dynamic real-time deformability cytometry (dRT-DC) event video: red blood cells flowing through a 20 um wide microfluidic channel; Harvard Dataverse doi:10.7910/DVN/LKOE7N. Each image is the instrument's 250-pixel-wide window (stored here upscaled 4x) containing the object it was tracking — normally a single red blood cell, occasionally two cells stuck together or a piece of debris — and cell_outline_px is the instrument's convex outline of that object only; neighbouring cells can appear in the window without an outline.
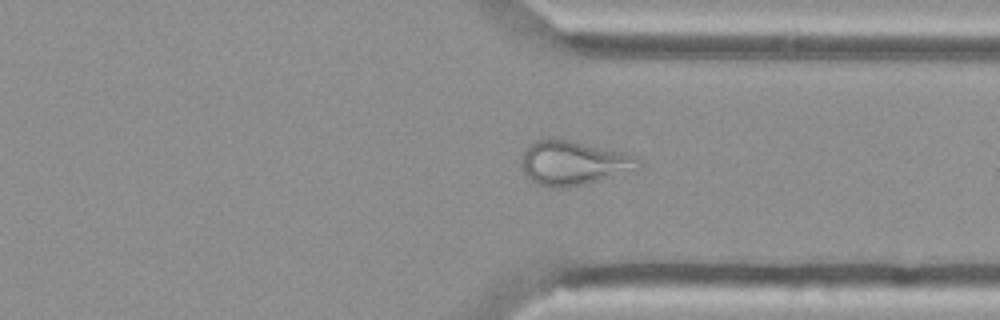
{"species": "Egyptian fruit bat (a non-hibernating species)", "species_latin": "Rousettus aegyptiacus", "temperature_condition": "cold", "stored_images_in_passage": 54, "camera_frame_rate_fps": 3000, "um_per_image_px": 0.085, "animal": {"sex": "female"}, "frame": {"image": 1, "passage_image": 41, "time_ms": 13.333, "image_size_px": [1000, 320], "cell_outline_px": [[640, 168], [636, 172], [584, 184], [564, 188], [548, 188], [536, 184], [524, 172], [520, 164], [520, 160], [528, 144], [536, 140], [548, 136], [552, 136], [624, 152], [640, 156]], "centroid_in_image_um": [48.78, 13.84], "position_along_channel_um": 362.6, "area_um2": 31.21}}
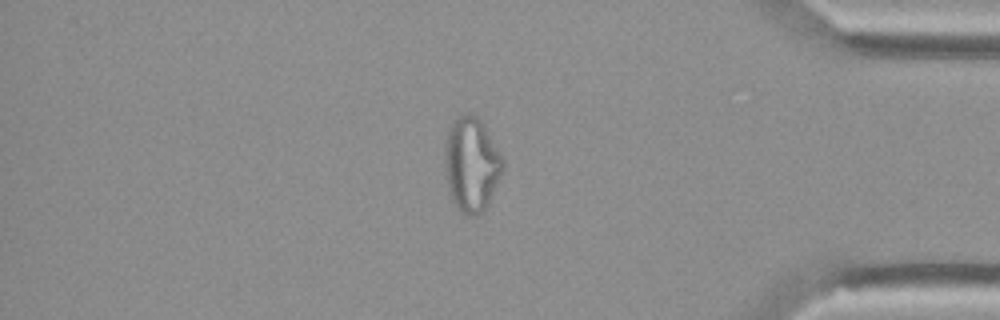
{"frame": {"image": 2, "passage_image": 46, "time_ms": 15.0, "image_size_px": [1000, 320], "cell_outline_px": [[504, 168], [488, 204], [484, 212], [476, 216], [468, 216], [460, 212], [456, 208], [452, 200], [448, 188], [444, 168], [444, 148], [448, 132], [452, 120], [456, 116], [468, 112], [472, 112], [484, 124], [504, 160]], "centroid_in_image_um": [40.06, 13.97], "position_along_channel_um": 395.1, "area_um2": 32.48}}